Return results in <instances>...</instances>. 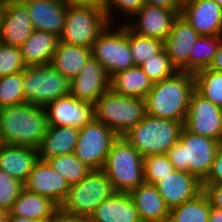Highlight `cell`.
Wrapping results in <instances>:
<instances>
[{"instance_id": "6da1fadb", "label": "cell", "mask_w": 222, "mask_h": 222, "mask_svg": "<svg viewBox=\"0 0 222 222\" xmlns=\"http://www.w3.org/2000/svg\"><path fill=\"white\" fill-rule=\"evenodd\" d=\"M47 127L43 106L26 102L0 108V144L38 149Z\"/></svg>"}, {"instance_id": "7a4b0ae2", "label": "cell", "mask_w": 222, "mask_h": 222, "mask_svg": "<svg viewBox=\"0 0 222 222\" xmlns=\"http://www.w3.org/2000/svg\"><path fill=\"white\" fill-rule=\"evenodd\" d=\"M194 91V74L177 71L173 76L153 83L145 97L146 113L153 117L171 119L184 124L189 100Z\"/></svg>"}, {"instance_id": "3957f363", "label": "cell", "mask_w": 222, "mask_h": 222, "mask_svg": "<svg viewBox=\"0 0 222 222\" xmlns=\"http://www.w3.org/2000/svg\"><path fill=\"white\" fill-rule=\"evenodd\" d=\"M221 145L215 139L193 134L183 127L179 141L168 150L167 155L174 169L189 172L203 181Z\"/></svg>"}, {"instance_id": "277c9868", "label": "cell", "mask_w": 222, "mask_h": 222, "mask_svg": "<svg viewBox=\"0 0 222 222\" xmlns=\"http://www.w3.org/2000/svg\"><path fill=\"white\" fill-rule=\"evenodd\" d=\"M183 123L146 114L123 137L142 155L167 154L179 141Z\"/></svg>"}, {"instance_id": "5b68a950", "label": "cell", "mask_w": 222, "mask_h": 222, "mask_svg": "<svg viewBox=\"0 0 222 222\" xmlns=\"http://www.w3.org/2000/svg\"><path fill=\"white\" fill-rule=\"evenodd\" d=\"M102 170L116 192L130 193L145 182L143 157L123 136L113 142Z\"/></svg>"}, {"instance_id": "8992f818", "label": "cell", "mask_w": 222, "mask_h": 222, "mask_svg": "<svg viewBox=\"0 0 222 222\" xmlns=\"http://www.w3.org/2000/svg\"><path fill=\"white\" fill-rule=\"evenodd\" d=\"M94 114L97 121L123 136L147 114L146 101L117 94L110 88L97 99Z\"/></svg>"}, {"instance_id": "52a82bcc", "label": "cell", "mask_w": 222, "mask_h": 222, "mask_svg": "<svg viewBox=\"0 0 222 222\" xmlns=\"http://www.w3.org/2000/svg\"><path fill=\"white\" fill-rule=\"evenodd\" d=\"M109 24L101 6L68 4L59 41L92 48L93 42Z\"/></svg>"}, {"instance_id": "ba28073f", "label": "cell", "mask_w": 222, "mask_h": 222, "mask_svg": "<svg viewBox=\"0 0 222 222\" xmlns=\"http://www.w3.org/2000/svg\"><path fill=\"white\" fill-rule=\"evenodd\" d=\"M115 193L112 182L103 170L91 169L80 182L70 186L59 208L67 214L89 218L101 202Z\"/></svg>"}, {"instance_id": "9c48e42d", "label": "cell", "mask_w": 222, "mask_h": 222, "mask_svg": "<svg viewBox=\"0 0 222 222\" xmlns=\"http://www.w3.org/2000/svg\"><path fill=\"white\" fill-rule=\"evenodd\" d=\"M22 88L27 103L45 107L70 93V81L51 64L27 66L23 70Z\"/></svg>"}, {"instance_id": "30bf717a", "label": "cell", "mask_w": 222, "mask_h": 222, "mask_svg": "<svg viewBox=\"0 0 222 222\" xmlns=\"http://www.w3.org/2000/svg\"><path fill=\"white\" fill-rule=\"evenodd\" d=\"M112 26L111 23L106 27L91 48L92 56L101 63L110 78L135 66L129 47V27L125 23L117 29H112Z\"/></svg>"}, {"instance_id": "8fae6325", "label": "cell", "mask_w": 222, "mask_h": 222, "mask_svg": "<svg viewBox=\"0 0 222 222\" xmlns=\"http://www.w3.org/2000/svg\"><path fill=\"white\" fill-rule=\"evenodd\" d=\"M119 136L95 118L79 129L75 156L91 169H102L113 142Z\"/></svg>"}, {"instance_id": "7c38bea8", "label": "cell", "mask_w": 222, "mask_h": 222, "mask_svg": "<svg viewBox=\"0 0 222 222\" xmlns=\"http://www.w3.org/2000/svg\"><path fill=\"white\" fill-rule=\"evenodd\" d=\"M183 127L193 134L206 136L222 143V108L214 105L195 90L189 100Z\"/></svg>"}, {"instance_id": "4fadbf2b", "label": "cell", "mask_w": 222, "mask_h": 222, "mask_svg": "<svg viewBox=\"0 0 222 222\" xmlns=\"http://www.w3.org/2000/svg\"><path fill=\"white\" fill-rule=\"evenodd\" d=\"M48 126L82 128L95 118L94 104L79 100L70 93L49 102L45 107Z\"/></svg>"}, {"instance_id": "5bb4252c", "label": "cell", "mask_w": 222, "mask_h": 222, "mask_svg": "<svg viewBox=\"0 0 222 222\" xmlns=\"http://www.w3.org/2000/svg\"><path fill=\"white\" fill-rule=\"evenodd\" d=\"M109 89L110 77L93 56L88 58L80 73L70 81V94L92 104Z\"/></svg>"}, {"instance_id": "9a60e30c", "label": "cell", "mask_w": 222, "mask_h": 222, "mask_svg": "<svg viewBox=\"0 0 222 222\" xmlns=\"http://www.w3.org/2000/svg\"><path fill=\"white\" fill-rule=\"evenodd\" d=\"M180 12L181 10H170L144 4L132 17L136 18L135 23H131L130 20L128 23L126 21L123 23L138 35L164 40L171 30L173 21Z\"/></svg>"}, {"instance_id": "2e32d148", "label": "cell", "mask_w": 222, "mask_h": 222, "mask_svg": "<svg viewBox=\"0 0 222 222\" xmlns=\"http://www.w3.org/2000/svg\"><path fill=\"white\" fill-rule=\"evenodd\" d=\"M24 188L50 198L59 207L68 195L70 185L46 161L38 160L29 173Z\"/></svg>"}, {"instance_id": "e0dca14e", "label": "cell", "mask_w": 222, "mask_h": 222, "mask_svg": "<svg viewBox=\"0 0 222 222\" xmlns=\"http://www.w3.org/2000/svg\"><path fill=\"white\" fill-rule=\"evenodd\" d=\"M154 185L169 209L203 192L202 181L197 176L176 169Z\"/></svg>"}, {"instance_id": "ac0fdd59", "label": "cell", "mask_w": 222, "mask_h": 222, "mask_svg": "<svg viewBox=\"0 0 222 222\" xmlns=\"http://www.w3.org/2000/svg\"><path fill=\"white\" fill-rule=\"evenodd\" d=\"M29 13L23 3L4 0L2 4L0 43L20 47L32 34Z\"/></svg>"}, {"instance_id": "d6986e66", "label": "cell", "mask_w": 222, "mask_h": 222, "mask_svg": "<svg viewBox=\"0 0 222 222\" xmlns=\"http://www.w3.org/2000/svg\"><path fill=\"white\" fill-rule=\"evenodd\" d=\"M180 15L200 34L222 36V7L214 0H192L181 6Z\"/></svg>"}, {"instance_id": "ffe728a7", "label": "cell", "mask_w": 222, "mask_h": 222, "mask_svg": "<svg viewBox=\"0 0 222 222\" xmlns=\"http://www.w3.org/2000/svg\"><path fill=\"white\" fill-rule=\"evenodd\" d=\"M200 36L180 14L175 18L163 48L177 71L188 63L189 51Z\"/></svg>"}, {"instance_id": "44dd1931", "label": "cell", "mask_w": 222, "mask_h": 222, "mask_svg": "<svg viewBox=\"0 0 222 222\" xmlns=\"http://www.w3.org/2000/svg\"><path fill=\"white\" fill-rule=\"evenodd\" d=\"M34 30L62 34L67 5L66 0H31L23 3Z\"/></svg>"}, {"instance_id": "7402d4cb", "label": "cell", "mask_w": 222, "mask_h": 222, "mask_svg": "<svg viewBox=\"0 0 222 222\" xmlns=\"http://www.w3.org/2000/svg\"><path fill=\"white\" fill-rule=\"evenodd\" d=\"M142 222H168L170 209L154 184L143 183L129 193Z\"/></svg>"}, {"instance_id": "603a6c76", "label": "cell", "mask_w": 222, "mask_h": 222, "mask_svg": "<svg viewBox=\"0 0 222 222\" xmlns=\"http://www.w3.org/2000/svg\"><path fill=\"white\" fill-rule=\"evenodd\" d=\"M38 149L0 144V169L24 183L38 162Z\"/></svg>"}, {"instance_id": "cb8c5ba5", "label": "cell", "mask_w": 222, "mask_h": 222, "mask_svg": "<svg viewBox=\"0 0 222 222\" xmlns=\"http://www.w3.org/2000/svg\"><path fill=\"white\" fill-rule=\"evenodd\" d=\"M90 222H142L129 193L116 192L101 202L89 217Z\"/></svg>"}, {"instance_id": "d4e9b609", "label": "cell", "mask_w": 222, "mask_h": 222, "mask_svg": "<svg viewBox=\"0 0 222 222\" xmlns=\"http://www.w3.org/2000/svg\"><path fill=\"white\" fill-rule=\"evenodd\" d=\"M79 129L69 126H48L38 147L39 160L72 154L77 144Z\"/></svg>"}, {"instance_id": "484cf974", "label": "cell", "mask_w": 222, "mask_h": 222, "mask_svg": "<svg viewBox=\"0 0 222 222\" xmlns=\"http://www.w3.org/2000/svg\"><path fill=\"white\" fill-rule=\"evenodd\" d=\"M59 42L51 32L33 30L30 37L19 47L27 66L50 64Z\"/></svg>"}, {"instance_id": "4316f807", "label": "cell", "mask_w": 222, "mask_h": 222, "mask_svg": "<svg viewBox=\"0 0 222 222\" xmlns=\"http://www.w3.org/2000/svg\"><path fill=\"white\" fill-rule=\"evenodd\" d=\"M59 206L50 198L22 189L10 211L12 215L51 222Z\"/></svg>"}, {"instance_id": "83f0119b", "label": "cell", "mask_w": 222, "mask_h": 222, "mask_svg": "<svg viewBox=\"0 0 222 222\" xmlns=\"http://www.w3.org/2000/svg\"><path fill=\"white\" fill-rule=\"evenodd\" d=\"M90 56L91 48L59 41L50 64L71 81L80 73Z\"/></svg>"}, {"instance_id": "f1b7e54d", "label": "cell", "mask_w": 222, "mask_h": 222, "mask_svg": "<svg viewBox=\"0 0 222 222\" xmlns=\"http://www.w3.org/2000/svg\"><path fill=\"white\" fill-rule=\"evenodd\" d=\"M153 82L144 73L141 66H133L117 72L110 78V88L117 94L145 99Z\"/></svg>"}, {"instance_id": "f546056e", "label": "cell", "mask_w": 222, "mask_h": 222, "mask_svg": "<svg viewBox=\"0 0 222 222\" xmlns=\"http://www.w3.org/2000/svg\"><path fill=\"white\" fill-rule=\"evenodd\" d=\"M222 36L201 35L189 51L188 63L180 70L192 74L212 64Z\"/></svg>"}, {"instance_id": "4dcf8cb0", "label": "cell", "mask_w": 222, "mask_h": 222, "mask_svg": "<svg viewBox=\"0 0 222 222\" xmlns=\"http://www.w3.org/2000/svg\"><path fill=\"white\" fill-rule=\"evenodd\" d=\"M210 202L202 192L197 197L170 209L168 222H208Z\"/></svg>"}, {"instance_id": "1f68e13d", "label": "cell", "mask_w": 222, "mask_h": 222, "mask_svg": "<svg viewBox=\"0 0 222 222\" xmlns=\"http://www.w3.org/2000/svg\"><path fill=\"white\" fill-rule=\"evenodd\" d=\"M46 162L62 175L70 186L80 182L91 171L74 153L49 158Z\"/></svg>"}, {"instance_id": "d6a6232c", "label": "cell", "mask_w": 222, "mask_h": 222, "mask_svg": "<svg viewBox=\"0 0 222 222\" xmlns=\"http://www.w3.org/2000/svg\"><path fill=\"white\" fill-rule=\"evenodd\" d=\"M195 90L214 105L222 108V73L210 68L194 74Z\"/></svg>"}, {"instance_id": "836d02e7", "label": "cell", "mask_w": 222, "mask_h": 222, "mask_svg": "<svg viewBox=\"0 0 222 222\" xmlns=\"http://www.w3.org/2000/svg\"><path fill=\"white\" fill-rule=\"evenodd\" d=\"M129 47L135 66H141L145 60L161 52L163 40L158 38L141 36L129 28Z\"/></svg>"}, {"instance_id": "e575fe53", "label": "cell", "mask_w": 222, "mask_h": 222, "mask_svg": "<svg viewBox=\"0 0 222 222\" xmlns=\"http://www.w3.org/2000/svg\"><path fill=\"white\" fill-rule=\"evenodd\" d=\"M23 84V71L0 77V108L26 103Z\"/></svg>"}, {"instance_id": "d590c367", "label": "cell", "mask_w": 222, "mask_h": 222, "mask_svg": "<svg viewBox=\"0 0 222 222\" xmlns=\"http://www.w3.org/2000/svg\"><path fill=\"white\" fill-rule=\"evenodd\" d=\"M141 68L153 83L169 78L177 72L164 49L145 60Z\"/></svg>"}, {"instance_id": "8d00e7d4", "label": "cell", "mask_w": 222, "mask_h": 222, "mask_svg": "<svg viewBox=\"0 0 222 222\" xmlns=\"http://www.w3.org/2000/svg\"><path fill=\"white\" fill-rule=\"evenodd\" d=\"M174 170L167 154H156L143 157L144 181L155 184Z\"/></svg>"}, {"instance_id": "74e56055", "label": "cell", "mask_w": 222, "mask_h": 222, "mask_svg": "<svg viewBox=\"0 0 222 222\" xmlns=\"http://www.w3.org/2000/svg\"><path fill=\"white\" fill-rule=\"evenodd\" d=\"M26 67L19 47L0 43V77L21 72Z\"/></svg>"}, {"instance_id": "f35d334b", "label": "cell", "mask_w": 222, "mask_h": 222, "mask_svg": "<svg viewBox=\"0 0 222 222\" xmlns=\"http://www.w3.org/2000/svg\"><path fill=\"white\" fill-rule=\"evenodd\" d=\"M23 188L21 181L0 169V209L10 212Z\"/></svg>"}, {"instance_id": "ab89813d", "label": "cell", "mask_w": 222, "mask_h": 222, "mask_svg": "<svg viewBox=\"0 0 222 222\" xmlns=\"http://www.w3.org/2000/svg\"><path fill=\"white\" fill-rule=\"evenodd\" d=\"M144 4V0H105L102 8L110 23L113 22L112 12L115 9L121 11L120 14L124 13L126 16L133 17Z\"/></svg>"}, {"instance_id": "60d3db41", "label": "cell", "mask_w": 222, "mask_h": 222, "mask_svg": "<svg viewBox=\"0 0 222 222\" xmlns=\"http://www.w3.org/2000/svg\"><path fill=\"white\" fill-rule=\"evenodd\" d=\"M202 184H222V145L217 150L210 172Z\"/></svg>"}, {"instance_id": "b9f144b4", "label": "cell", "mask_w": 222, "mask_h": 222, "mask_svg": "<svg viewBox=\"0 0 222 222\" xmlns=\"http://www.w3.org/2000/svg\"><path fill=\"white\" fill-rule=\"evenodd\" d=\"M210 206L222 209V184H202Z\"/></svg>"}, {"instance_id": "7bdbcfd3", "label": "cell", "mask_w": 222, "mask_h": 222, "mask_svg": "<svg viewBox=\"0 0 222 222\" xmlns=\"http://www.w3.org/2000/svg\"><path fill=\"white\" fill-rule=\"evenodd\" d=\"M51 222H90V220L87 217L67 214L59 208Z\"/></svg>"}, {"instance_id": "ee69618b", "label": "cell", "mask_w": 222, "mask_h": 222, "mask_svg": "<svg viewBox=\"0 0 222 222\" xmlns=\"http://www.w3.org/2000/svg\"><path fill=\"white\" fill-rule=\"evenodd\" d=\"M145 4L163 7L170 10H181V6L176 0H144Z\"/></svg>"}, {"instance_id": "f6af8a7d", "label": "cell", "mask_w": 222, "mask_h": 222, "mask_svg": "<svg viewBox=\"0 0 222 222\" xmlns=\"http://www.w3.org/2000/svg\"><path fill=\"white\" fill-rule=\"evenodd\" d=\"M209 68L222 73V39L220 40L216 55Z\"/></svg>"}, {"instance_id": "bcb514c9", "label": "cell", "mask_w": 222, "mask_h": 222, "mask_svg": "<svg viewBox=\"0 0 222 222\" xmlns=\"http://www.w3.org/2000/svg\"><path fill=\"white\" fill-rule=\"evenodd\" d=\"M6 222H47V221L37 220L34 218L20 217L12 215L10 212H8Z\"/></svg>"}, {"instance_id": "7dc6e473", "label": "cell", "mask_w": 222, "mask_h": 222, "mask_svg": "<svg viewBox=\"0 0 222 222\" xmlns=\"http://www.w3.org/2000/svg\"><path fill=\"white\" fill-rule=\"evenodd\" d=\"M208 222H222V209L210 206Z\"/></svg>"}, {"instance_id": "c3c4849f", "label": "cell", "mask_w": 222, "mask_h": 222, "mask_svg": "<svg viewBox=\"0 0 222 222\" xmlns=\"http://www.w3.org/2000/svg\"><path fill=\"white\" fill-rule=\"evenodd\" d=\"M69 4H81V5H103L105 0H66Z\"/></svg>"}, {"instance_id": "681fc988", "label": "cell", "mask_w": 222, "mask_h": 222, "mask_svg": "<svg viewBox=\"0 0 222 222\" xmlns=\"http://www.w3.org/2000/svg\"><path fill=\"white\" fill-rule=\"evenodd\" d=\"M7 212L0 209V222H6Z\"/></svg>"}, {"instance_id": "f907efd6", "label": "cell", "mask_w": 222, "mask_h": 222, "mask_svg": "<svg viewBox=\"0 0 222 222\" xmlns=\"http://www.w3.org/2000/svg\"><path fill=\"white\" fill-rule=\"evenodd\" d=\"M190 1H192V0H176V2H177L180 6H182V5H184L185 3L190 2Z\"/></svg>"}, {"instance_id": "816d5d0a", "label": "cell", "mask_w": 222, "mask_h": 222, "mask_svg": "<svg viewBox=\"0 0 222 222\" xmlns=\"http://www.w3.org/2000/svg\"><path fill=\"white\" fill-rule=\"evenodd\" d=\"M12 2H16V3H25V2H28V1H31V0H10Z\"/></svg>"}, {"instance_id": "f5cc1de1", "label": "cell", "mask_w": 222, "mask_h": 222, "mask_svg": "<svg viewBox=\"0 0 222 222\" xmlns=\"http://www.w3.org/2000/svg\"><path fill=\"white\" fill-rule=\"evenodd\" d=\"M219 6L222 7V0H214Z\"/></svg>"}, {"instance_id": "db71d44e", "label": "cell", "mask_w": 222, "mask_h": 222, "mask_svg": "<svg viewBox=\"0 0 222 222\" xmlns=\"http://www.w3.org/2000/svg\"><path fill=\"white\" fill-rule=\"evenodd\" d=\"M1 13H2V7H0V26H1Z\"/></svg>"}, {"instance_id": "11a10c76", "label": "cell", "mask_w": 222, "mask_h": 222, "mask_svg": "<svg viewBox=\"0 0 222 222\" xmlns=\"http://www.w3.org/2000/svg\"><path fill=\"white\" fill-rule=\"evenodd\" d=\"M3 1H4V0H0V7H2Z\"/></svg>"}]
</instances>
